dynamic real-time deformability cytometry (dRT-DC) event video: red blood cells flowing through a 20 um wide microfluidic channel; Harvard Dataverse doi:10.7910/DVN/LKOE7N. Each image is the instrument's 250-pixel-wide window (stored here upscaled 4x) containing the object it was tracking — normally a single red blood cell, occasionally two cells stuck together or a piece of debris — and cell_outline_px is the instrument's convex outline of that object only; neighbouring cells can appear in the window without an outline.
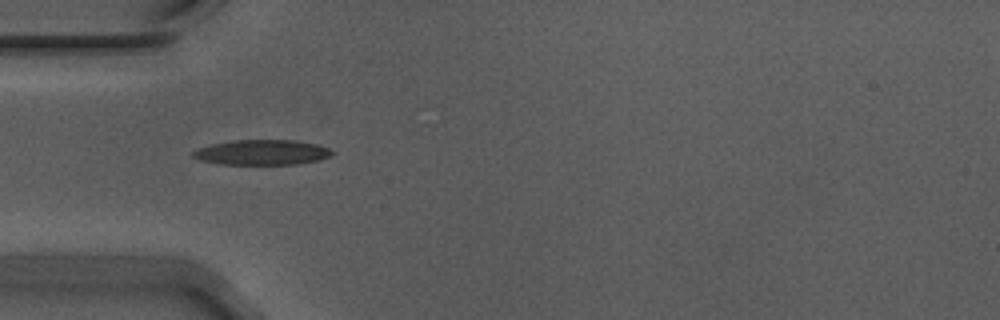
{"species": "Egyptian fruit bat (a non-hibernating species)", "species_latin": "Rousettus aegyptiacus", "temperature_condition": "warm", "stored_images_in_passage": 37, "camera_frame_rate_fps": 3000, "um_per_image_px": 0.085, "animal": {"sex": "male"}, "frame": {"image": 1, "passage_image": 1, "time_ms": 0.0, "image_size_px": [1000, 320], "cell_outline_px": [[336, 152], [332, 156], [320, 160], [300, 164], [220, 164], [200, 160], [192, 156], [192, 152], [200, 148], [212, 144], [232, 140], [292, 140], [316, 144], [328, 148]], "centroid_in_image_um": [22.32, 12.95], "position_along_channel_um": 62.7, "area_um2": 20.4}}
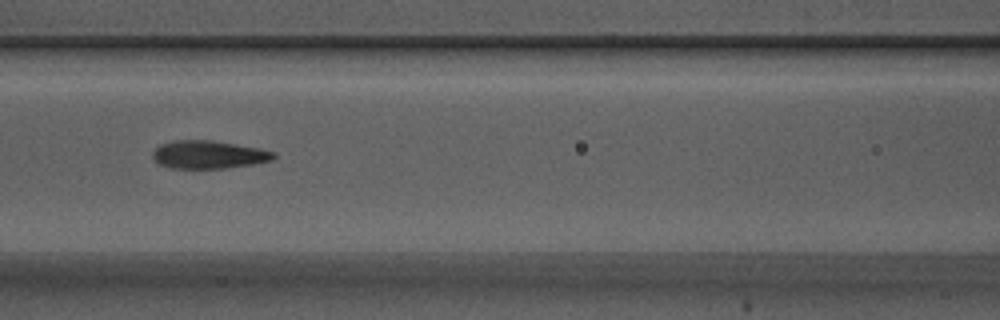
{"frame": {"image": 2, "passage_image": 8, "time_ms": 2.333, "image_size_px": [1000, 320], "cell_outline_px": [[276, 156], [272, 160], [252, 164], [228, 168], [168, 168], [156, 164], [152, 156], [152, 152], [160, 144], [176, 140], [212, 140], [260, 148], [276, 152]], "centroid_in_image_um": [17.71, 13.14], "position_along_channel_um": 148.9, "area_um2": 19.94}}
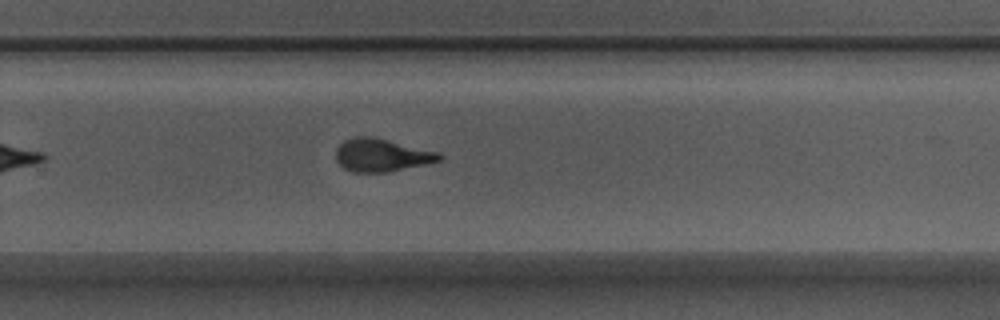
{"frame": {"image": 3, "passage_image": 20, "time_ms": 6.333, "image_size_px": [1000, 320], "cell_outline_px": [[444, 156], [440, 160], [424, 164], [388, 172], [352, 172], [344, 168], [336, 160], [336, 148], [344, 140], [356, 136], [372, 136], [436, 152]], "centroid_in_image_um": [32.38, 13.18], "position_along_channel_um": 297.4, "area_um2": 19.54}, "authors_computed_cell_mechanics": {"area_um2": 19.8832, "velocity_mm_per_s": 3.7314, "shape_relaxation_time_tau1_ms": 3.719, "shape_relaxation_time_tau2_ms": 1.1958, "deformation_change_tau1": 0.1975, "deformation_change_tau2": 0.096}}